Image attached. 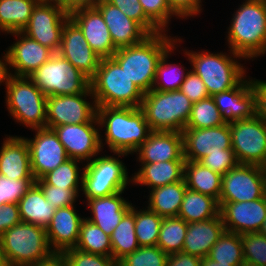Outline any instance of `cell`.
<instances>
[{
    "mask_svg": "<svg viewBox=\"0 0 266 266\" xmlns=\"http://www.w3.org/2000/svg\"><path fill=\"white\" fill-rule=\"evenodd\" d=\"M172 13L176 18H187L201 12V0H167Z\"/></svg>",
    "mask_w": 266,
    "mask_h": 266,
    "instance_id": "cell-52",
    "label": "cell"
},
{
    "mask_svg": "<svg viewBox=\"0 0 266 266\" xmlns=\"http://www.w3.org/2000/svg\"><path fill=\"white\" fill-rule=\"evenodd\" d=\"M3 59V60H2ZM0 58V85L4 81L5 75H6V60H5V54Z\"/></svg>",
    "mask_w": 266,
    "mask_h": 266,
    "instance_id": "cell-60",
    "label": "cell"
},
{
    "mask_svg": "<svg viewBox=\"0 0 266 266\" xmlns=\"http://www.w3.org/2000/svg\"><path fill=\"white\" fill-rule=\"evenodd\" d=\"M201 258L185 252L168 254L166 266H200Z\"/></svg>",
    "mask_w": 266,
    "mask_h": 266,
    "instance_id": "cell-55",
    "label": "cell"
},
{
    "mask_svg": "<svg viewBox=\"0 0 266 266\" xmlns=\"http://www.w3.org/2000/svg\"><path fill=\"white\" fill-rule=\"evenodd\" d=\"M136 154L141 163L185 160L182 132L152 131Z\"/></svg>",
    "mask_w": 266,
    "mask_h": 266,
    "instance_id": "cell-25",
    "label": "cell"
},
{
    "mask_svg": "<svg viewBox=\"0 0 266 266\" xmlns=\"http://www.w3.org/2000/svg\"><path fill=\"white\" fill-rule=\"evenodd\" d=\"M0 266H7V263L5 261L4 255H3L1 241H0Z\"/></svg>",
    "mask_w": 266,
    "mask_h": 266,
    "instance_id": "cell-61",
    "label": "cell"
},
{
    "mask_svg": "<svg viewBox=\"0 0 266 266\" xmlns=\"http://www.w3.org/2000/svg\"><path fill=\"white\" fill-rule=\"evenodd\" d=\"M98 122L82 124H65L53 127L59 141L65 148L69 158L87 163L96 157L103 148V140L99 133Z\"/></svg>",
    "mask_w": 266,
    "mask_h": 266,
    "instance_id": "cell-15",
    "label": "cell"
},
{
    "mask_svg": "<svg viewBox=\"0 0 266 266\" xmlns=\"http://www.w3.org/2000/svg\"><path fill=\"white\" fill-rule=\"evenodd\" d=\"M3 255L7 266H29L51 256L46 228L20 222L1 236Z\"/></svg>",
    "mask_w": 266,
    "mask_h": 266,
    "instance_id": "cell-6",
    "label": "cell"
},
{
    "mask_svg": "<svg viewBox=\"0 0 266 266\" xmlns=\"http://www.w3.org/2000/svg\"><path fill=\"white\" fill-rule=\"evenodd\" d=\"M95 8L101 13L117 49L139 44L149 36L136 21L107 0H100Z\"/></svg>",
    "mask_w": 266,
    "mask_h": 266,
    "instance_id": "cell-23",
    "label": "cell"
},
{
    "mask_svg": "<svg viewBox=\"0 0 266 266\" xmlns=\"http://www.w3.org/2000/svg\"><path fill=\"white\" fill-rule=\"evenodd\" d=\"M69 17L82 30L90 47L101 58H112L117 48L114 46L109 29L95 7L78 8Z\"/></svg>",
    "mask_w": 266,
    "mask_h": 266,
    "instance_id": "cell-21",
    "label": "cell"
},
{
    "mask_svg": "<svg viewBox=\"0 0 266 266\" xmlns=\"http://www.w3.org/2000/svg\"><path fill=\"white\" fill-rule=\"evenodd\" d=\"M29 266H68L62 253H53L48 258Z\"/></svg>",
    "mask_w": 266,
    "mask_h": 266,
    "instance_id": "cell-56",
    "label": "cell"
},
{
    "mask_svg": "<svg viewBox=\"0 0 266 266\" xmlns=\"http://www.w3.org/2000/svg\"><path fill=\"white\" fill-rule=\"evenodd\" d=\"M188 223L176 216L163 218L157 246L166 254L179 253L183 249Z\"/></svg>",
    "mask_w": 266,
    "mask_h": 266,
    "instance_id": "cell-38",
    "label": "cell"
},
{
    "mask_svg": "<svg viewBox=\"0 0 266 266\" xmlns=\"http://www.w3.org/2000/svg\"><path fill=\"white\" fill-rule=\"evenodd\" d=\"M122 193L124 191L87 200L88 208L93 216L86 219L100 227L109 236L132 206V203L121 197Z\"/></svg>",
    "mask_w": 266,
    "mask_h": 266,
    "instance_id": "cell-27",
    "label": "cell"
},
{
    "mask_svg": "<svg viewBox=\"0 0 266 266\" xmlns=\"http://www.w3.org/2000/svg\"><path fill=\"white\" fill-rule=\"evenodd\" d=\"M168 254L159 246H143L119 261L120 266H166Z\"/></svg>",
    "mask_w": 266,
    "mask_h": 266,
    "instance_id": "cell-43",
    "label": "cell"
},
{
    "mask_svg": "<svg viewBox=\"0 0 266 266\" xmlns=\"http://www.w3.org/2000/svg\"><path fill=\"white\" fill-rule=\"evenodd\" d=\"M184 54L191 62L192 71L204 82L209 96L236 87L247 76L243 65L236 61L237 58H245L231 50L230 56L223 52L214 54L209 51L200 53L185 50Z\"/></svg>",
    "mask_w": 266,
    "mask_h": 266,
    "instance_id": "cell-5",
    "label": "cell"
},
{
    "mask_svg": "<svg viewBox=\"0 0 266 266\" xmlns=\"http://www.w3.org/2000/svg\"><path fill=\"white\" fill-rule=\"evenodd\" d=\"M84 166L81 191L87 200L124 191L132 183L127 167L118 157L101 155Z\"/></svg>",
    "mask_w": 266,
    "mask_h": 266,
    "instance_id": "cell-10",
    "label": "cell"
},
{
    "mask_svg": "<svg viewBox=\"0 0 266 266\" xmlns=\"http://www.w3.org/2000/svg\"><path fill=\"white\" fill-rule=\"evenodd\" d=\"M240 266H258V265L244 261Z\"/></svg>",
    "mask_w": 266,
    "mask_h": 266,
    "instance_id": "cell-64",
    "label": "cell"
},
{
    "mask_svg": "<svg viewBox=\"0 0 266 266\" xmlns=\"http://www.w3.org/2000/svg\"><path fill=\"white\" fill-rule=\"evenodd\" d=\"M5 139L0 148V176L11 180L35 179L25 137L9 135Z\"/></svg>",
    "mask_w": 266,
    "mask_h": 266,
    "instance_id": "cell-26",
    "label": "cell"
},
{
    "mask_svg": "<svg viewBox=\"0 0 266 266\" xmlns=\"http://www.w3.org/2000/svg\"><path fill=\"white\" fill-rule=\"evenodd\" d=\"M232 150L239 164L266 168V123L255 116L229 124Z\"/></svg>",
    "mask_w": 266,
    "mask_h": 266,
    "instance_id": "cell-11",
    "label": "cell"
},
{
    "mask_svg": "<svg viewBox=\"0 0 266 266\" xmlns=\"http://www.w3.org/2000/svg\"><path fill=\"white\" fill-rule=\"evenodd\" d=\"M97 119L105 145L119 158L136 152L152 132L140 107L97 106Z\"/></svg>",
    "mask_w": 266,
    "mask_h": 266,
    "instance_id": "cell-1",
    "label": "cell"
},
{
    "mask_svg": "<svg viewBox=\"0 0 266 266\" xmlns=\"http://www.w3.org/2000/svg\"><path fill=\"white\" fill-rule=\"evenodd\" d=\"M220 214L217 199L190 189H186L178 217L187 223L200 222L214 218Z\"/></svg>",
    "mask_w": 266,
    "mask_h": 266,
    "instance_id": "cell-33",
    "label": "cell"
},
{
    "mask_svg": "<svg viewBox=\"0 0 266 266\" xmlns=\"http://www.w3.org/2000/svg\"><path fill=\"white\" fill-rule=\"evenodd\" d=\"M118 7L127 17L136 21L149 35L162 30L145 14L139 0H107Z\"/></svg>",
    "mask_w": 266,
    "mask_h": 266,
    "instance_id": "cell-45",
    "label": "cell"
},
{
    "mask_svg": "<svg viewBox=\"0 0 266 266\" xmlns=\"http://www.w3.org/2000/svg\"><path fill=\"white\" fill-rule=\"evenodd\" d=\"M110 238L112 245V257L118 262L126 255L136 251L140 247L135 234V217L133 205L124 214L120 220V223L112 232Z\"/></svg>",
    "mask_w": 266,
    "mask_h": 266,
    "instance_id": "cell-35",
    "label": "cell"
},
{
    "mask_svg": "<svg viewBox=\"0 0 266 266\" xmlns=\"http://www.w3.org/2000/svg\"><path fill=\"white\" fill-rule=\"evenodd\" d=\"M176 43L171 46L170 49H168L163 56L161 57V60L159 61L157 65V70H156V76H155V81L154 85L152 87V90H157V91H174V90H180L181 85L187 76V73H184V70L186 71L187 69H184L183 67L176 68L174 65L175 64H168L167 59L169 58V53L174 51ZM174 66V67H173ZM176 68V69H175Z\"/></svg>",
    "mask_w": 266,
    "mask_h": 266,
    "instance_id": "cell-41",
    "label": "cell"
},
{
    "mask_svg": "<svg viewBox=\"0 0 266 266\" xmlns=\"http://www.w3.org/2000/svg\"><path fill=\"white\" fill-rule=\"evenodd\" d=\"M80 162L69 158L41 179L36 180L35 183L37 185H54L58 188H79L81 186L80 189H82L83 172L78 166Z\"/></svg>",
    "mask_w": 266,
    "mask_h": 266,
    "instance_id": "cell-39",
    "label": "cell"
},
{
    "mask_svg": "<svg viewBox=\"0 0 266 266\" xmlns=\"http://www.w3.org/2000/svg\"><path fill=\"white\" fill-rule=\"evenodd\" d=\"M193 102L181 91L150 90L144 93L141 109L152 131L182 132Z\"/></svg>",
    "mask_w": 266,
    "mask_h": 266,
    "instance_id": "cell-7",
    "label": "cell"
},
{
    "mask_svg": "<svg viewBox=\"0 0 266 266\" xmlns=\"http://www.w3.org/2000/svg\"><path fill=\"white\" fill-rule=\"evenodd\" d=\"M21 221L19 206L16 203H6L0 206V236Z\"/></svg>",
    "mask_w": 266,
    "mask_h": 266,
    "instance_id": "cell-53",
    "label": "cell"
},
{
    "mask_svg": "<svg viewBox=\"0 0 266 266\" xmlns=\"http://www.w3.org/2000/svg\"><path fill=\"white\" fill-rule=\"evenodd\" d=\"M248 80L244 78L236 87L212 96L225 123L256 116V96L252 79Z\"/></svg>",
    "mask_w": 266,
    "mask_h": 266,
    "instance_id": "cell-22",
    "label": "cell"
},
{
    "mask_svg": "<svg viewBox=\"0 0 266 266\" xmlns=\"http://www.w3.org/2000/svg\"><path fill=\"white\" fill-rule=\"evenodd\" d=\"M186 189L184 178L176 183L151 189L147 207L163 218L176 217Z\"/></svg>",
    "mask_w": 266,
    "mask_h": 266,
    "instance_id": "cell-31",
    "label": "cell"
},
{
    "mask_svg": "<svg viewBox=\"0 0 266 266\" xmlns=\"http://www.w3.org/2000/svg\"><path fill=\"white\" fill-rule=\"evenodd\" d=\"M94 100L92 90L74 95L49 96L46 100V127L52 129L65 124H82L98 122L97 104H91L86 99ZM86 97V98H85Z\"/></svg>",
    "mask_w": 266,
    "mask_h": 266,
    "instance_id": "cell-12",
    "label": "cell"
},
{
    "mask_svg": "<svg viewBox=\"0 0 266 266\" xmlns=\"http://www.w3.org/2000/svg\"><path fill=\"white\" fill-rule=\"evenodd\" d=\"M100 0H71V12L78 8L95 7Z\"/></svg>",
    "mask_w": 266,
    "mask_h": 266,
    "instance_id": "cell-57",
    "label": "cell"
},
{
    "mask_svg": "<svg viewBox=\"0 0 266 266\" xmlns=\"http://www.w3.org/2000/svg\"><path fill=\"white\" fill-rule=\"evenodd\" d=\"M225 231L236 234L259 232L266 217V200L219 202Z\"/></svg>",
    "mask_w": 266,
    "mask_h": 266,
    "instance_id": "cell-20",
    "label": "cell"
},
{
    "mask_svg": "<svg viewBox=\"0 0 266 266\" xmlns=\"http://www.w3.org/2000/svg\"><path fill=\"white\" fill-rule=\"evenodd\" d=\"M256 96V116L266 123V81L252 79Z\"/></svg>",
    "mask_w": 266,
    "mask_h": 266,
    "instance_id": "cell-54",
    "label": "cell"
},
{
    "mask_svg": "<svg viewBox=\"0 0 266 266\" xmlns=\"http://www.w3.org/2000/svg\"><path fill=\"white\" fill-rule=\"evenodd\" d=\"M69 18V13L61 7L39 1L22 32L54 53H58L62 30Z\"/></svg>",
    "mask_w": 266,
    "mask_h": 266,
    "instance_id": "cell-14",
    "label": "cell"
},
{
    "mask_svg": "<svg viewBox=\"0 0 266 266\" xmlns=\"http://www.w3.org/2000/svg\"><path fill=\"white\" fill-rule=\"evenodd\" d=\"M180 90L193 102L209 97L204 82L192 70L188 71Z\"/></svg>",
    "mask_w": 266,
    "mask_h": 266,
    "instance_id": "cell-51",
    "label": "cell"
},
{
    "mask_svg": "<svg viewBox=\"0 0 266 266\" xmlns=\"http://www.w3.org/2000/svg\"><path fill=\"white\" fill-rule=\"evenodd\" d=\"M74 206L57 208L46 227L47 239L54 253H63L78 243L80 226L85 218L77 214Z\"/></svg>",
    "mask_w": 266,
    "mask_h": 266,
    "instance_id": "cell-24",
    "label": "cell"
},
{
    "mask_svg": "<svg viewBox=\"0 0 266 266\" xmlns=\"http://www.w3.org/2000/svg\"><path fill=\"white\" fill-rule=\"evenodd\" d=\"M165 32L149 35L139 44L118 48L112 55L143 93L152 90L157 65L163 54L178 40L179 43L182 41L166 36Z\"/></svg>",
    "mask_w": 266,
    "mask_h": 266,
    "instance_id": "cell-2",
    "label": "cell"
},
{
    "mask_svg": "<svg viewBox=\"0 0 266 266\" xmlns=\"http://www.w3.org/2000/svg\"><path fill=\"white\" fill-rule=\"evenodd\" d=\"M48 203L55 209L73 206L80 193L79 188H58L54 185H38ZM79 191V192H78Z\"/></svg>",
    "mask_w": 266,
    "mask_h": 266,
    "instance_id": "cell-50",
    "label": "cell"
},
{
    "mask_svg": "<svg viewBox=\"0 0 266 266\" xmlns=\"http://www.w3.org/2000/svg\"><path fill=\"white\" fill-rule=\"evenodd\" d=\"M9 34L19 39L5 51L7 74L28 77L55 54L51 49L41 45L22 31ZM10 68L15 70V74L9 72Z\"/></svg>",
    "mask_w": 266,
    "mask_h": 266,
    "instance_id": "cell-17",
    "label": "cell"
},
{
    "mask_svg": "<svg viewBox=\"0 0 266 266\" xmlns=\"http://www.w3.org/2000/svg\"><path fill=\"white\" fill-rule=\"evenodd\" d=\"M266 168L238 164L222 176L218 202L254 201L263 198Z\"/></svg>",
    "mask_w": 266,
    "mask_h": 266,
    "instance_id": "cell-13",
    "label": "cell"
},
{
    "mask_svg": "<svg viewBox=\"0 0 266 266\" xmlns=\"http://www.w3.org/2000/svg\"><path fill=\"white\" fill-rule=\"evenodd\" d=\"M6 105L10 115L32 130L46 128L47 96L28 78L5 75Z\"/></svg>",
    "mask_w": 266,
    "mask_h": 266,
    "instance_id": "cell-8",
    "label": "cell"
},
{
    "mask_svg": "<svg viewBox=\"0 0 266 266\" xmlns=\"http://www.w3.org/2000/svg\"><path fill=\"white\" fill-rule=\"evenodd\" d=\"M146 208L143 210L134 208L135 234L140 247L157 245L160 226L163 220V217L148 207Z\"/></svg>",
    "mask_w": 266,
    "mask_h": 266,
    "instance_id": "cell-40",
    "label": "cell"
},
{
    "mask_svg": "<svg viewBox=\"0 0 266 266\" xmlns=\"http://www.w3.org/2000/svg\"><path fill=\"white\" fill-rule=\"evenodd\" d=\"M243 258L258 266H266V236L260 232L241 234Z\"/></svg>",
    "mask_w": 266,
    "mask_h": 266,
    "instance_id": "cell-44",
    "label": "cell"
},
{
    "mask_svg": "<svg viewBox=\"0 0 266 266\" xmlns=\"http://www.w3.org/2000/svg\"><path fill=\"white\" fill-rule=\"evenodd\" d=\"M35 133L34 138L25 140L29 147L33 176L35 180H39L69 157L53 129H35Z\"/></svg>",
    "mask_w": 266,
    "mask_h": 266,
    "instance_id": "cell-16",
    "label": "cell"
},
{
    "mask_svg": "<svg viewBox=\"0 0 266 266\" xmlns=\"http://www.w3.org/2000/svg\"><path fill=\"white\" fill-rule=\"evenodd\" d=\"M185 160H171L157 163H141L140 169L131 178L134 184L155 189L181 181L184 176Z\"/></svg>",
    "mask_w": 266,
    "mask_h": 266,
    "instance_id": "cell-29",
    "label": "cell"
},
{
    "mask_svg": "<svg viewBox=\"0 0 266 266\" xmlns=\"http://www.w3.org/2000/svg\"><path fill=\"white\" fill-rule=\"evenodd\" d=\"M68 266H120L113 257L85 252L76 248L62 253Z\"/></svg>",
    "mask_w": 266,
    "mask_h": 266,
    "instance_id": "cell-47",
    "label": "cell"
},
{
    "mask_svg": "<svg viewBox=\"0 0 266 266\" xmlns=\"http://www.w3.org/2000/svg\"><path fill=\"white\" fill-rule=\"evenodd\" d=\"M41 2L58 6L64 9L66 12H71V0H40Z\"/></svg>",
    "mask_w": 266,
    "mask_h": 266,
    "instance_id": "cell-58",
    "label": "cell"
},
{
    "mask_svg": "<svg viewBox=\"0 0 266 266\" xmlns=\"http://www.w3.org/2000/svg\"><path fill=\"white\" fill-rule=\"evenodd\" d=\"M225 122L212 96L193 103L190 118L185 128H210L222 126Z\"/></svg>",
    "mask_w": 266,
    "mask_h": 266,
    "instance_id": "cell-42",
    "label": "cell"
},
{
    "mask_svg": "<svg viewBox=\"0 0 266 266\" xmlns=\"http://www.w3.org/2000/svg\"><path fill=\"white\" fill-rule=\"evenodd\" d=\"M200 266H234V265L218 263V262L210 259L207 256V257L201 258Z\"/></svg>",
    "mask_w": 266,
    "mask_h": 266,
    "instance_id": "cell-59",
    "label": "cell"
},
{
    "mask_svg": "<svg viewBox=\"0 0 266 266\" xmlns=\"http://www.w3.org/2000/svg\"><path fill=\"white\" fill-rule=\"evenodd\" d=\"M224 231L220 214L209 220L188 223L182 252L199 258L207 257Z\"/></svg>",
    "mask_w": 266,
    "mask_h": 266,
    "instance_id": "cell-28",
    "label": "cell"
},
{
    "mask_svg": "<svg viewBox=\"0 0 266 266\" xmlns=\"http://www.w3.org/2000/svg\"><path fill=\"white\" fill-rule=\"evenodd\" d=\"M145 14L164 32L174 14L167 0H139ZM167 27V28H166Z\"/></svg>",
    "mask_w": 266,
    "mask_h": 266,
    "instance_id": "cell-49",
    "label": "cell"
},
{
    "mask_svg": "<svg viewBox=\"0 0 266 266\" xmlns=\"http://www.w3.org/2000/svg\"><path fill=\"white\" fill-rule=\"evenodd\" d=\"M75 248L92 254L112 257L110 236L86 217L81 223L79 240Z\"/></svg>",
    "mask_w": 266,
    "mask_h": 266,
    "instance_id": "cell-36",
    "label": "cell"
},
{
    "mask_svg": "<svg viewBox=\"0 0 266 266\" xmlns=\"http://www.w3.org/2000/svg\"><path fill=\"white\" fill-rule=\"evenodd\" d=\"M183 148L187 161H199L209 153L232 149L231 131L229 124L210 128H184Z\"/></svg>",
    "mask_w": 266,
    "mask_h": 266,
    "instance_id": "cell-19",
    "label": "cell"
},
{
    "mask_svg": "<svg viewBox=\"0 0 266 266\" xmlns=\"http://www.w3.org/2000/svg\"><path fill=\"white\" fill-rule=\"evenodd\" d=\"M40 0H0V31H22Z\"/></svg>",
    "mask_w": 266,
    "mask_h": 266,
    "instance_id": "cell-34",
    "label": "cell"
},
{
    "mask_svg": "<svg viewBox=\"0 0 266 266\" xmlns=\"http://www.w3.org/2000/svg\"><path fill=\"white\" fill-rule=\"evenodd\" d=\"M259 232L263 234L264 236H266V217Z\"/></svg>",
    "mask_w": 266,
    "mask_h": 266,
    "instance_id": "cell-62",
    "label": "cell"
},
{
    "mask_svg": "<svg viewBox=\"0 0 266 266\" xmlns=\"http://www.w3.org/2000/svg\"><path fill=\"white\" fill-rule=\"evenodd\" d=\"M227 42L232 52L252 59L266 54V0H246L233 15Z\"/></svg>",
    "mask_w": 266,
    "mask_h": 266,
    "instance_id": "cell-3",
    "label": "cell"
},
{
    "mask_svg": "<svg viewBox=\"0 0 266 266\" xmlns=\"http://www.w3.org/2000/svg\"><path fill=\"white\" fill-rule=\"evenodd\" d=\"M35 179H9L0 176V206L6 203H16L35 183Z\"/></svg>",
    "mask_w": 266,
    "mask_h": 266,
    "instance_id": "cell-46",
    "label": "cell"
},
{
    "mask_svg": "<svg viewBox=\"0 0 266 266\" xmlns=\"http://www.w3.org/2000/svg\"><path fill=\"white\" fill-rule=\"evenodd\" d=\"M90 87L97 106L141 107L144 93L113 58L100 60Z\"/></svg>",
    "mask_w": 266,
    "mask_h": 266,
    "instance_id": "cell-4",
    "label": "cell"
},
{
    "mask_svg": "<svg viewBox=\"0 0 266 266\" xmlns=\"http://www.w3.org/2000/svg\"><path fill=\"white\" fill-rule=\"evenodd\" d=\"M263 197L266 200V174H265V178H264V192H263Z\"/></svg>",
    "mask_w": 266,
    "mask_h": 266,
    "instance_id": "cell-63",
    "label": "cell"
},
{
    "mask_svg": "<svg viewBox=\"0 0 266 266\" xmlns=\"http://www.w3.org/2000/svg\"><path fill=\"white\" fill-rule=\"evenodd\" d=\"M208 257L218 263L240 266L244 262L241 235L224 231L212 246Z\"/></svg>",
    "mask_w": 266,
    "mask_h": 266,
    "instance_id": "cell-37",
    "label": "cell"
},
{
    "mask_svg": "<svg viewBox=\"0 0 266 266\" xmlns=\"http://www.w3.org/2000/svg\"><path fill=\"white\" fill-rule=\"evenodd\" d=\"M28 78L47 96L74 95L91 90L90 79L58 53Z\"/></svg>",
    "mask_w": 266,
    "mask_h": 266,
    "instance_id": "cell-9",
    "label": "cell"
},
{
    "mask_svg": "<svg viewBox=\"0 0 266 266\" xmlns=\"http://www.w3.org/2000/svg\"><path fill=\"white\" fill-rule=\"evenodd\" d=\"M183 178L188 189L212 196L219 201L222 175L198 161L185 160Z\"/></svg>",
    "mask_w": 266,
    "mask_h": 266,
    "instance_id": "cell-32",
    "label": "cell"
},
{
    "mask_svg": "<svg viewBox=\"0 0 266 266\" xmlns=\"http://www.w3.org/2000/svg\"><path fill=\"white\" fill-rule=\"evenodd\" d=\"M21 221L47 227L56 209L47 202L41 188L34 183L18 202Z\"/></svg>",
    "mask_w": 266,
    "mask_h": 266,
    "instance_id": "cell-30",
    "label": "cell"
},
{
    "mask_svg": "<svg viewBox=\"0 0 266 266\" xmlns=\"http://www.w3.org/2000/svg\"><path fill=\"white\" fill-rule=\"evenodd\" d=\"M198 162L222 176L239 164L232 149L209 153V155L204 156Z\"/></svg>",
    "mask_w": 266,
    "mask_h": 266,
    "instance_id": "cell-48",
    "label": "cell"
},
{
    "mask_svg": "<svg viewBox=\"0 0 266 266\" xmlns=\"http://www.w3.org/2000/svg\"><path fill=\"white\" fill-rule=\"evenodd\" d=\"M58 54L90 80L96 75L101 58L90 47L82 30L71 18L63 27Z\"/></svg>",
    "mask_w": 266,
    "mask_h": 266,
    "instance_id": "cell-18",
    "label": "cell"
}]
</instances>
